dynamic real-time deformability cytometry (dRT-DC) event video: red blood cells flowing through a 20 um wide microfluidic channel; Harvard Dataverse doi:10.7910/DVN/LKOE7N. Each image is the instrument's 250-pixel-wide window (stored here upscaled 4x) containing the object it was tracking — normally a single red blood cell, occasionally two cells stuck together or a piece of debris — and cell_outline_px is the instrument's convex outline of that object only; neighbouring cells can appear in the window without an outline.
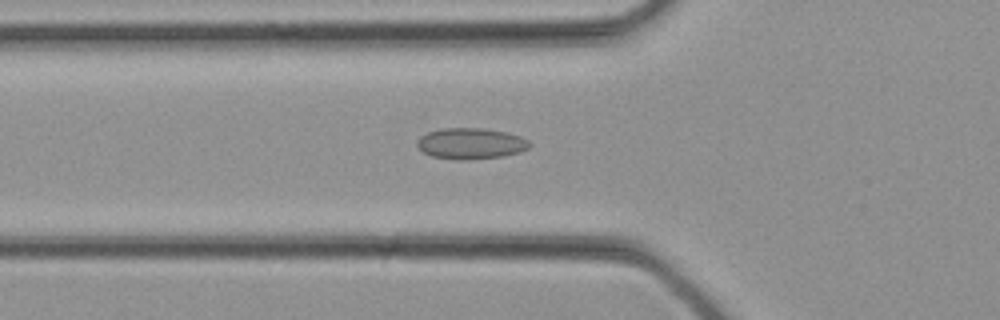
{"species": "common noctule bat (a hibernating species)", "species_latin": "Nyctalus noctula", "temperature_condition": "cold", "stored_images_in_passage": 33, "camera_frame_rate_fps": 3000, "um_per_image_px": 0.085, "animal": {"sex": "female", "body_mass_g": 21.9}, "frame": {"image": 1, "passage_image": 12, "time_ms": 3.667, "image_size_px": [1000, 320], "cell_outline_px": [[532, 144], [528, 148], [520, 152], [504, 156], [468, 160], [456, 160], [432, 156], [424, 152], [416, 144], [416, 140], [420, 136], [428, 132], [440, 128], [484, 128], [504, 132], [520, 136], [528, 140]], "centroid_in_image_um": [40.01, 12.2], "position_along_channel_um": 85.8, "area_um2": 20.46}}
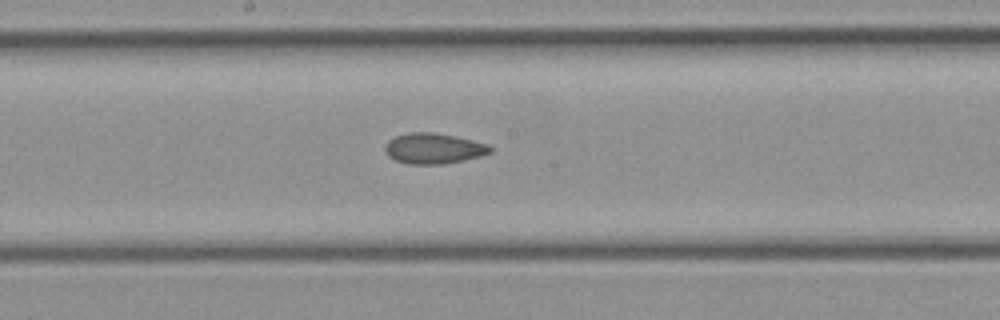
{"frame": {"image": 2, "passage_image": 18, "time_ms": 5.667, "image_size_px": [1000, 320], "cell_outline_px": [[492, 152], [480, 156], [464, 160], [444, 164], [408, 164], [396, 160], [388, 156], [384, 152], [384, 148], [388, 140], [396, 136], [408, 132], [432, 132], [452, 136], [488, 144], [492, 148]], "centroid_in_image_um": [36.82, 12.62], "position_along_channel_um": 211.4, "area_um2": 18.67}}
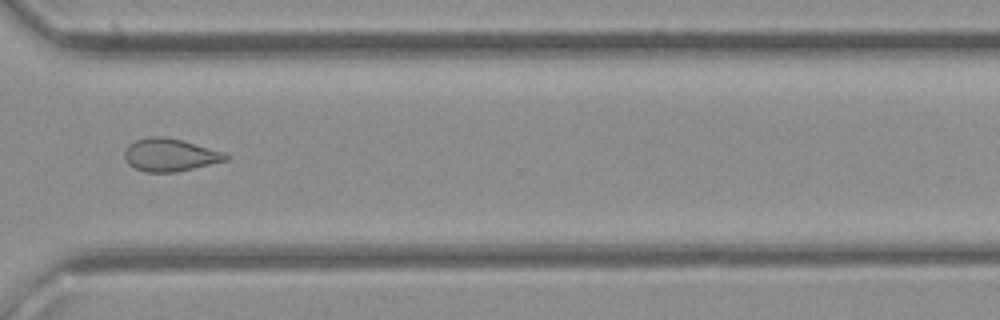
{"frame": {"image": 3, "passage_image": 25, "time_ms": 8.0, "image_size_px": [1000, 320], "cell_outline_px": [[232, 156], [228, 160], [176, 172], [144, 172], [128, 164], [124, 156], [124, 152], [128, 144], [136, 140], [148, 136], [164, 136], [180, 140], [224, 152]], "centroid_in_image_um": [14.44, 13.17], "position_along_channel_um": 356.2, "area_um2": 19.31}}